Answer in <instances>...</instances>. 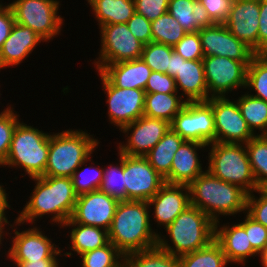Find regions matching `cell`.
<instances>
[{"mask_svg": "<svg viewBox=\"0 0 267 267\" xmlns=\"http://www.w3.org/2000/svg\"><path fill=\"white\" fill-rule=\"evenodd\" d=\"M31 180L35 182V188L16 220L22 224L26 222L35 225L37 219L47 215L46 217L51 216V224H59L58 227L61 228L71 219L78 198L72 179L41 176Z\"/></svg>", "mask_w": 267, "mask_h": 267, "instance_id": "6da1fadb", "label": "cell"}, {"mask_svg": "<svg viewBox=\"0 0 267 267\" xmlns=\"http://www.w3.org/2000/svg\"><path fill=\"white\" fill-rule=\"evenodd\" d=\"M151 208L146 201L123 200L117 204L108 238L124 256L157 246L159 233L151 227Z\"/></svg>", "mask_w": 267, "mask_h": 267, "instance_id": "7a4b0ae2", "label": "cell"}, {"mask_svg": "<svg viewBox=\"0 0 267 267\" xmlns=\"http://www.w3.org/2000/svg\"><path fill=\"white\" fill-rule=\"evenodd\" d=\"M189 186L190 205L207 214L215 223L222 216L246 212L248 193L241 187L220 180L208 170Z\"/></svg>", "mask_w": 267, "mask_h": 267, "instance_id": "3957f363", "label": "cell"}, {"mask_svg": "<svg viewBox=\"0 0 267 267\" xmlns=\"http://www.w3.org/2000/svg\"><path fill=\"white\" fill-rule=\"evenodd\" d=\"M165 231L168 236L159 232L157 246L179 257L208 246L215 238V222L203 211L190 205Z\"/></svg>", "mask_w": 267, "mask_h": 267, "instance_id": "277c9868", "label": "cell"}, {"mask_svg": "<svg viewBox=\"0 0 267 267\" xmlns=\"http://www.w3.org/2000/svg\"><path fill=\"white\" fill-rule=\"evenodd\" d=\"M81 129L50 134L44 176L72 177L74 171L98 148L100 142Z\"/></svg>", "mask_w": 267, "mask_h": 267, "instance_id": "5b68a950", "label": "cell"}, {"mask_svg": "<svg viewBox=\"0 0 267 267\" xmlns=\"http://www.w3.org/2000/svg\"><path fill=\"white\" fill-rule=\"evenodd\" d=\"M49 145L50 133L20 121L13 132L6 161L1 166L22 168L25 172L22 177L28 174L30 179L44 176Z\"/></svg>", "mask_w": 267, "mask_h": 267, "instance_id": "8992f818", "label": "cell"}, {"mask_svg": "<svg viewBox=\"0 0 267 267\" xmlns=\"http://www.w3.org/2000/svg\"><path fill=\"white\" fill-rule=\"evenodd\" d=\"M208 168L214 176L237 185L248 194L257 190L245 144L214 142L208 145Z\"/></svg>", "mask_w": 267, "mask_h": 267, "instance_id": "52a82bcc", "label": "cell"}, {"mask_svg": "<svg viewBox=\"0 0 267 267\" xmlns=\"http://www.w3.org/2000/svg\"><path fill=\"white\" fill-rule=\"evenodd\" d=\"M8 5L15 22L32 29L44 42L61 35L65 20L58 14L60 0H13Z\"/></svg>", "mask_w": 267, "mask_h": 267, "instance_id": "ba28073f", "label": "cell"}, {"mask_svg": "<svg viewBox=\"0 0 267 267\" xmlns=\"http://www.w3.org/2000/svg\"><path fill=\"white\" fill-rule=\"evenodd\" d=\"M9 227L12 229L14 233H9L4 231L5 235H12L10 237L11 245L7 251V258L11 262H26V261H36L43 260L47 258H57L58 255L65 256L66 258H70V256L74 255L72 252H65L61 254L62 250L60 247L56 246L55 243L52 242V239L48 238L47 235L40 229V227L34 226L26 228L25 230L20 232L17 227L22 225L18 220H14L13 224H9ZM17 226V227H15ZM41 230V231H40ZM7 233V234H6Z\"/></svg>", "mask_w": 267, "mask_h": 267, "instance_id": "9c48e42d", "label": "cell"}, {"mask_svg": "<svg viewBox=\"0 0 267 267\" xmlns=\"http://www.w3.org/2000/svg\"><path fill=\"white\" fill-rule=\"evenodd\" d=\"M101 48L99 57L94 59L96 71L104 65L131 61L141 57L143 46L132 35L126 23L103 25L100 28Z\"/></svg>", "mask_w": 267, "mask_h": 267, "instance_id": "30bf717a", "label": "cell"}, {"mask_svg": "<svg viewBox=\"0 0 267 267\" xmlns=\"http://www.w3.org/2000/svg\"><path fill=\"white\" fill-rule=\"evenodd\" d=\"M170 127L186 141L205 145L215 142L212 105L208 101L186 102L174 116Z\"/></svg>", "mask_w": 267, "mask_h": 267, "instance_id": "8fae6325", "label": "cell"}, {"mask_svg": "<svg viewBox=\"0 0 267 267\" xmlns=\"http://www.w3.org/2000/svg\"><path fill=\"white\" fill-rule=\"evenodd\" d=\"M208 88V99L226 97L228 93L244 89L247 66L241 62L222 56H208L202 59Z\"/></svg>", "mask_w": 267, "mask_h": 267, "instance_id": "7c38bea8", "label": "cell"}, {"mask_svg": "<svg viewBox=\"0 0 267 267\" xmlns=\"http://www.w3.org/2000/svg\"><path fill=\"white\" fill-rule=\"evenodd\" d=\"M126 200L148 202L165 184L162 177L142 156L123 154Z\"/></svg>", "mask_w": 267, "mask_h": 267, "instance_id": "4fadbf2b", "label": "cell"}, {"mask_svg": "<svg viewBox=\"0 0 267 267\" xmlns=\"http://www.w3.org/2000/svg\"><path fill=\"white\" fill-rule=\"evenodd\" d=\"M212 105L215 142L246 144L255 135L242 117L240 108L229 97H212L207 100Z\"/></svg>", "mask_w": 267, "mask_h": 267, "instance_id": "5bb4252c", "label": "cell"}, {"mask_svg": "<svg viewBox=\"0 0 267 267\" xmlns=\"http://www.w3.org/2000/svg\"><path fill=\"white\" fill-rule=\"evenodd\" d=\"M97 73L102 81V90L107 97V116L110 124L120 130L143 116L146 94L144 90L115 87L99 71Z\"/></svg>", "mask_w": 267, "mask_h": 267, "instance_id": "9a60e30c", "label": "cell"}, {"mask_svg": "<svg viewBox=\"0 0 267 267\" xmlns=\"http://www.w3.org/2000/svg\"><path fill=\"white\" fill-rule=\"evenodd\" d=\"M169 129V122L143 115L120 129V132L125 134L127 142L117 144L118 152L144 157Z\"/></svg>", "mask_w": 267, "mask_h": 267, "instance_id": "2e32d148", "label": "cell"}, {"mask_svg": "<svg viewBox=\"0 0 267 267\" xmlns=\"http://www.w3.org/2000/svg\"><path fill=\"white\" fill-rule=\"evenodd\" d=\"M204 57L222 56L243 62L248 66L256 53L237 39L224 24L215 23L199 31Z\"/></svg>", "mask_w": 267, "mask_h": 267, "instance_id": "e0dca14e", "label": "cell"}, {"mask_svg": "<svg viewBox=\"0 0 267 267\" xmlns=\"http://www.w3.org/2000/svg\"><path fill=\"white\" fill-rule=\"evenodd\" d=\"M119 201L95 190L79 195L71 219L78 224L109 230Z\"/></svg>", "mask_w": 267, "mask_h": 267, "instance_id": "ac0fdd59", "label": "cell"}, {"mask_svg": "<svg viewBox=\"0 0 267 267\" xmlns=\"http://www.w3.org/2000/svg\"><path fill=\"white\" fill-rule=\"evenodd\" d=\"M260 0H233L224 26L258 54Z\"/></svg>", "mask_w": 267, "mask_h": 267, "instance_id": "d6986e66", "label": "cell"}, {"mask_svg": "<svg viewBox=\"0 0 267 267\" xmlns=\"http://www.w3.org/2000/svg\"><path fill=\"white\" fill-rule=\"evenodd\" d=\"M148 206L154 207L153 217L157 227L163 226L165 229L190 206L189 186L165 183L148 201Z\"/></svg>", "mask_w": 267, "mask_h": 267, "instance_id": "ffe728a7", "label": "cell"}, {"mask_svg": "<svg viewBox=\"0 0 267 267\" xmlns=\"http://www.w3.org/2000/svg\"><path fill=\"white\" fill-rule=\"evenodd\" d=\"M207 148L208 146L203 143L185 140L174 154L170 175L165 179V183L190 185L205 171L198 151Z\"/></svg>", "mask_w": 267, "mask_h": 267, "instance_id": "44dd1931", "label": "cell"}, {"mask_svg": "<svg viewBox=\"0 0 267 267\" xmlns=\"http://www.w3.org/2000/svg\"><path fill=\"white\" fill-rule=\"evenodd\" d=\"M229 223H215L214 240L221 246L228 263L246 265L248 258L258 257L253 250L245 228L238 222L232 225Z\"/></svg>", "mask_w": 267, "mask_h": 267, "instance_id": "7402d4cb", "label": "cell"}, {"mask_svg": "<svg viewBox=\"0 0 267 267\" xmlns=\"http://www.w3.org/2000/svg\"><path fill=\"white\" fill-rule=\"evenodd\" d=\"M41 41L44 43L32 29L15 22L0 50V70L21 64Z\"/></svg>", "mask_w": 267, "mask_h": 267, "instance_id": "603a6c76", "label": "cell"}, {"mask_svg": "<svg viewBox=\"0 0 267 267\" xmlns=\"http://www.w3.org/2000/svg\"><path fill=\"white\" fill-rule=\"evenodd\" d=\"M174 80L177 92L180 93L181 90L180 95L186 102L208 100V88L202 60L186 61L179 55L178 72Z\"/></svg>", "mask_w": 267, "mask_h": 267, "instance_id": "cb8c5ba5", "label": "cell"}, {"mask_svg": "<svg viewBox=\"0 0 267 267\" xmlns=\"http://www.w3.org/2000/svg\"><path fill=\"white\" fill-rule=\"evenodd\" d=\"M99 72L115 87L145 90L152 70L139 58L104 65Z\"/></svg>", "mask_w": 267, "mask_h": 267, "instance_id": "d4e9b609", "label": "cell"}, {"mask_svg": "<svg viewBox=\"0 0 267 267\" xmlns=\"http://www.w3.org/2000/svg\"><path fill=\"white\" fill-rule=\"evenodd\" d=\"M168 12L187 33L215 24L198 0H169Z\"/></svg>", "mask_w": 267, "mask_h": 267, "instance_id": "484cf974", "label": "cell"}, {"mask_svg": "<svg viewBox=\"0 0 267 267\" xmlns=\"http://www.w3.org/2000/svg\"><path fill=\"white\" fill-rule=\"evenodd\" d=\"M71 228L68 235L71 240L69 244V250H72L77 256L83 253L100 248L109 242L108 231L96 226H87L75 223L72 219H69L64 223L61 228Z\"/></svg>", "mask_w": 267, "mask_h": 267, "instance_id": "4316f807", "label": "cell"}, {"mask_svg": "<svg viewBox=\"0 0 267 267\" xmlns=\"http://www.w3.org/2000/svg\"><path fill=\"white\" fill-rule=\"evenodd\" d=\"M99 28L103 25L127 23L134 15V0H89Z\"/></svg>", "mask_w": 267, "mask_h": 267, "instance_id": "83f0119b", "label": "cell"}, {"mask_svg": "<svg viewBox=\"0 0 267 267\" xmlns=\"http://www.w3.org/2000/svg\"><path fill=\"white\" fill-rule=\"evenodd\" d=\"M185 140L171 127L162 139L144 156L150 165L166 179L170 175V169L175 152Z\"/></svg>", "mask_w": 267, "mask_h": 267, "instance_id": "f1b7e54d", "label": "cell"}, {"mask_svg": "<svg viewBox=\"0 0 267 267\" xmlns=\"http://www.w3.org/2000/svg\"><path fill=\"white\" fill-rule=\"evenodd\" d=\"M180 93H146L143 115L172 123L174 116L184 107L186 101Z\"/></svg>", "mask_w": 267, "mask_h": 267, "instance_id": "f546056e", "label": "cell"}, {"mask_svg": "<svg viewBox=\"0 0 267 267\" xmlns=\"http://www.w3.org/2000/svg\"><path fill=\"white\" fill-rule=\"evenodd\" d=\"M236 102L251 132L254 135H267V102L247 92L239 96ZM257 129L260 134L255 131Z\"/></svg>", "mask_w": 267, "mask_h": 267, "instance_id": "4dcf8cb0", "label": "cell"}, {"mask_svg": "<svg viewBox=\"0 0 267 267\" xmlns=\"http://www.w3.org/2000/svg\"><path fill=\"white\" fill-rule=\"evenodd\" d=\"M257 189L267 187V135H255L245 144Z\"/></svg>", "mask_w": 267, "mask_h": 267, "instance_id": "1f68e13d", "label": "cell"}, {"mask_svg": "<svg viewBox=\"0 0 267 267\" xmlns=\"http://www.w3.org/2000/svg\"><path fill=\"white\" fill-rule=\"evenodd\" d=\"M221 246L213 240L208 246L179 256L180 267H227Z\"/></svg>", "mask_w": 267, "mask_h": 267, "instance_id": "d6a6232c", "label": "cell"}, {"mask_svg": "<svg viewBox=\"0 0 267 267\" xmlns=\"http://www.w3.org/2000/svg\"><path fill=\"white\" fill-rule=\"evenodd\" d=\"M127 267H180L179 257L155 246L125 255Z\"/></svg>", "mask_w": 267, "mask_h": 267, "instance_id": "836d02e7", "label": "cell"}, {"mask_svg": "<svg viewBox=\"0 0 267 267\" xmlns=\"http://www.w3.org/2000/svg\"><path fill=\"white\" fill-rule=\"evenodd\" d=\"M152 42L174 47L187 33L168 11L151 22Z\"/></svg>", "mask_w": 267, "mask_h": 267, "instance_id": "e575fe53", "label": "cell"}, {"mask_svg": "<svg viewBox=\"0 0 267 267\" xmlns=\"http://www.w3.org/2000/svg\"><path fill=\"white\" fill-rule=\"evenodd\" d=\"M80 257L81 267H121L125 256L110 241L94 250L83 253Z\"/></svg>", "mask_w": 267, "mask_h": 267, "instance_id": "d590c367", "label": "cell"}, {"mask_svg": "<svg viewBox=\"0 0 267 267\" xmlns=\"http://www.w3.org/2000/svg\"><path fill=\"white\" fill-rule=\"evenodd\" d=\"M91 157L92 154L74 171L71 177L74 190L78 196L99 190L103 180L104 167H100L99 165L95 167L91 166L94 164ZM88 162V168L84 167Z\"/></svg>", "mask_w": 267, "mask_h": 267, "instance_id": "8d00e7d4", "label": "cell"}, {"mask_svg": "<svg viewBox=\"0 0 267 267\" xmlns=\"http://www.w3.org/2000/svg\"><path fill=\"white\" fill-rule=\"evenodd\" d=\"M246 88L250 91H247L249 95L267 102V59L260 54H256L247 66Z\"/></svg>", "mask_w": 267, "mask_h": 267, "instance_id": "74e56055", "label": "cell"}, {"mask_svg": "<svg viewBox=\"0 0 267 267\" xmlns=\"http://www.w3.org/2000/svg\"><path fill=\"white\" fill-rule=\"evenodd\" d=\"M174 48L169 45L150 42L143 46L140 59L152 70L170 76V57Z\"/></svg>", "mask_w": 267, "mask_h": 267, "instance_id": "f35d334b", "label": "cell"}, {"mask_svg": "<svg viewBox=\"0 0 267 267\" xmlns=\"http://www.w3.org/2000/svg\"><path fill=\"white\" fill-rule=\"evenodd\" d=\"M119 163L110 164L104 168L100 191H103L118 201L126 200V189L123 175V154L118 152Z\"/></svg>", "mask_w": 267, "mask_h": 267, "instance_id": "ab89813d", "label": "cell"}, {"mask_svg": "<svg viewBox=\"0 0 267 267\" xmlns=\"http://www.w3.org/2000/svg\"><path fill=\"white\" fill-rule=\"evenodd\" d=\"M11 106H7L0 112V166L6 161L13 132L21 121L19 120V114Z\"/></svg>", "mask_w": 267, "mask_h": 267, "instance_id": "60d3db41", "label": "cell"}, {"mask_svg": "<svg viewBox=\"0 0 267 267\" xmlns=\"http://www.w3.org/2000/svg\"><path fill=\"white\" fill-rule=\"evenodd\" d=\"M244 214L245 219L239 223L245 228L253 250L261 256L267 247V228L256 222L246 212Z\"/></svg>", "mask_w": 267, "mask_h": 267, "instance_id": "b9f144b4", "label": "cell"}, {"mask_svg": "<svg viewBox=\"0 0 267 267\" xmlns=\"http://www.w3.org/2000/svg\"><path fill=\"white\" fill-rule=\"evenodd\" d=\"M173 48L174 52L179 54L186 61L202 60L204 58L198 31L186 33Z\"/></svg>", "mask_w": 267, "mask_h": 267, "instance_id": "7bdbcfd3", "label": "cell"}, {"mask_svg": "<svg viewBox=\"0 0 267 267\" xmlns=\"http://www.w3.org/2000/svg\"><path fill=\"white\" fill-rule=\"evenodd\" d=\"M254 192L260 194L259 197ZM254 192L248 194L246 213L267 228V191L257 189Z\"/></svg>", "mask_w": 267, "mask_h": 267, "instance_id": "ee69618b", "label": "cell"}, {"mask_svg": "<svg viewBox=\"0 0 267 267\" xmlns=\"http://www.w3.org/2000/svg\"><path fill=\"white\" fill-rule=\"evenodd\" d=\"M137 14L143 15L150 22L168 11L169 0H134Z\"/></svg>", "mask_w": 267, "mask_h": 267, "instance_id": "f6af8a7d", "label": "cell"}, {"mask_svg": "<svg viewBox=\"0 0 267 267\" xmlns=\"http://www.w3.org/2000/svg\"><path fill=\"white\" fill-rule=\"evenodd\" d=\"M144 91L145 93H178L174 78L156 71H152Z\"/></svg>", "mask_w": 267, "mask_h": 267, "instance_id": "bcb514c9", "label": "cell"}, {"mask_svg": "<svg viewBox=\"0 0 267 267\" xmlns=\"http://www.w3.org/2000/svg\"><path fill=\"white\" fill-rule=\"evenodd\" d=\"M126 24L132 35L142 44L152 42L151 22L143 15L135 12Z\"/></svg>", "mask_w": 267, "mask_h": 267, "instance_id": "7dc6e473", "label": "cell"}, {"mask_svg": "<svg viewBox=\"0 0 267 267\" xmlns=\"http://www.w3.org/2000/svg\"><path fill=\"white\" fill-rule=\"evenodd\" d=\"M214 23L223 24L229 14L233 0H198Z\"/></svg>", "mask_w": 267, "mask_h": 267, "instance_id": "c3c4849f", "label": "cell"}, {"mask_svg": "<svg viewBox=\"0 0 267 267\" xmlns=\"http://www.w3.org/2000/svg\"><path fill=\"white\" fill-rule=\"evenodd\" d=\"M15 24L14 15L9 5H4L0 9V50L3 43L7 40Z\"/></svg>", "mask_w": 267, "mask_h": 267, "instance_id": "681fc988", "label": "cell"}, {"mask_svg": "<svg viewBox=\"0 0 267 267\" xmlns=\"http://www.w3.org/2000/svg\"><path fill=\"white\" fill-rule=\"evenodd\" d=\"M267 46V0H260L258 54Z\"/></svg>", "mask_w": 267, "mask_h": 267, "instance_id": "f907efd6", "label": "cell"}, {"mask_svg": "<svg viewBox=\"0 0 267 267\" xmlns=\"http://www.w3.org/2000/svg\"><path fill=\"white\" fill-rule=\"evenodd\" d=\"M8 193H6V189L3 187L2 184H0V231L4 234L5 231V227L9 226L7 225L8 223H10V221H8V216L6 217V212L7 209H10L11 206L9 205L8 200Z\"/></svg>", "mask_w": 267, "mask_h": 267, "instance_id": "816d5d0a", "label": "cell"}, {"mask_svg": "<svg viewBox=\"0 0 267 267\" xmlns=\"http://www.w3.org/2000/svg\"><path fill=\"white\" fill-rule=\"evenodd\" d=\"M58 258H47L36 261L12 262L13 267H62Z\"/></svg>", "mask_w": 267, "mask_h": 267, "instance_id": "f5cc1de1", "label": "cell"}, {"mask_svg": "<svg viewBox=\"0 0 267 267\" xmlns=\"http://www.w3.org/2000/svg\"><path fill=\"white\" fill-rule=\"evenodd\" d=\"M179 54L173 52L170 57V76L175 78L178 72Z\"/></svg>", "mask_w": 267, "mask_h": 267, "instance_id": "db71d44e", "label": "cell"}, {"mask_svg": "<svg viewBox=\"0 0 267 267\" xmlns=\"http://www.w3.org/2000/svg\"><path fill=\"white\" fill-rule=\"evenodd\" d=\"M260 258H261L260 261H261L262 267H267V247L264 253L260 256Z\"/></svg>", "mask_w": 267, "mask_h": 267, "instance_id": "11a10c76", "label": "cell"}, {"mask_svg": "<svg viewBox=\"0 0 267 267\" xmlns=\"http://www.w3.org/2000/svg\"><path fill=\"white\" fill-rule=\"evenodd\" d=\"M264 59H267V46L259 53Z\"/></svg>", "mask_w": 267, "mask_h": 267, "instance_id": "9f6ffc18", "label": "cell"}, {"mask_svg": "<svg viewBox=\"0 0 267 267\" xmlns=\"http://www.w3.org/2000/svg\"><path fill=\"white\" fill-rule=\"evenodd\" d=\"M4 239V234L0 231V246H2L1 244L3 243Z\"/></svg>", "mask_w": 267, "mask_h": 267, "instance_id": "6f0895ef", "label": "cell"}, {"mask_svg": "<svg viewBox=\"0 0 267 267\" xmlns=\"http://www.w3.org/2000/svg\"><path fill=\"white\" fill-rule=\"evenodd\" d=\"M4 6V4L2 3V1L0 2V9Z\"/></svg>", "mask_w": 267, "mask_h": 267, "instance_id": "680465c9", "label": "cell"}]
</instances>
